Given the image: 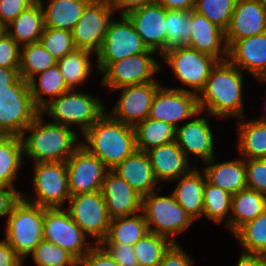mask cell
I'll list each match as a JSON object with an SVG mask.
<instances>
[{
	"mask_svg": "<svg viewBox=\"0 0 266 266\" xmlns=\"http://www.w3.org/2000/svg\"><path fill=\"white\" fill-rule=\"evenodd\" d=\"M91 0H49L41 6L44 13L45 27L72 32L74 26L83 14L86 5Z\"/></svg>",
	"mask_w": 266,
	"mask_h": 266,
	"instance_id": "cell-29",
	"label": "cell"
},
{
	"mask_svg": "<svg viewBox=\"0 0 266 266\" xmlns=\"http://www.w3.org/2000/svg\"><path fill=\"white\" fill-rule=\"evenodd\" d=\"M44 27V13L41 3H34L5 26V30L19 46H22L38 42Z\"/></svg>",
	"mask_w": 266,
	"mask_h": 266,
	"instance_id": "cell-28",
	"label": "cell"
},
{
	"mask_svg": "<svg viewBox=\"0 0 266 266\" xmlns=\"http://www.w3.org/2000/svg\"><path fill=\"white\" fill-rule=\"evenodd\" d=\"M33 4L32 0H0V22L7 26Z\"/></svg>",
	"mask_w": 266,
	"mask_h": 266,
	"instance_id": "cell-48",
	"label": "cell"
},
{
	"mask_svg": "<svg viewBox=\"0 0 266 266\" xmlns=\"http://www.w3.org/2000/svg\"><path fill=\"white\" fill-rule=\"evenodd\" d=\"M156 3L167 10L192 11L196 6V0H156Z\"/></svg>",
	"mask_w": 266,
	"mask_h": 266,
	"instance_id": "cell-54",
	"label": "cell"
},
{
	"mask_svg": "<svg viewBox=\"0 0 266 266\" xmlns=\"http://www.w3.org/2000/svg\"><path fill=\"white\" fill-rule=\"evenodd\" d=\"M112 170L142 197L162 189L156 186L158 181L155 178L149 157L144 151L136 150Z\"/></svg>",
	"mask_w": 266,
	"mask_h": 266,
	"instance_id": "cell-25",
	"label": "cell"
},
{
	"mask_svg": "<svg viewBox=\"0 0 266 266\" xmlns=\"http://www.w3.org/2000/svg\"><path fill=\"white\" fill-rule=\"evenodd\" d=\"M217 157L204 162L203 173L210 184L231 195L247 188L246 167L243 158L215 163Z\"/></svg>",
	"mask_w": 266,
	"mask_h": 266,
	"instance_id": "cell-26",
	"label": "cell"
},
{
	"mask_svg": "<svg viewBox=\"0 0 266 266\" xmlns=\"http://www.w3.org/2000/svg\"><path fill=\"white\" fill-rule=\"evenodd\" d=\"M162 57L171 66L176 78L196 95L204 89L212 68L218 62L216 58L187 45L169 48Z\"/></svg>",
	"mask_w": 266,
	"mask_h": 266,
	"instance_id": "cell-9",
	"label": "cell"
},
{
	"mask_svg": "<svg viewBox=\"0 0 266 266\" xmlns=\"http://www.w3.org/2000/svg\"><path fill=\"white\" fill-rule=\"evenodd\" d=\"M266 33V2L237 0L230 24L225 31L229 48L236 40Z\"/></svg>",
	"mask_w": 266,
	"mask_h": 266,
	"instance_id": "cell-19",
	"label": "cell"
},
{
	"mask_svg": "<svg viewBox=\"0 0 266 266\" xmlns=\"http://www.w3.org/2000/svg\"><path fill=\"white\" fill-rule=\"evenodd\" d=\"M37 266H77L78 261L66 250L42 240L31 252Z\"/></svg>",
	"mask_w": 266,
	"mask_h": 266,
	"instance_id": "cell-43",
	"label": "cell"
},
{
	"mask_svg": "<svg viewBox=\"0 0 266 266\" xmlns=\"http://www.w3.org/2000/svg\"><path fill=\"white\" fill-rule=\"evenodd\" d=\"M44 214L45 207L32 204L21 197L6 218L5 239L23 262L44 239Z\"/></svg>",
	"mask_w": 266,
	"mask_h": 266,
	"instance_id": "cell-4",
	"label": "cell"
},
{
	"mask_svg": "<svg viewBox=\"0 0 266 266\" xmlns=\"http://www.w3.org/2000/svg\"><path fill=\"white\" fill-rule=\"evenodd\" d=\"M65 208L76 225L100 244L107 235L110 218L101 191L82 193L69 198Z\"/></svg>",
	"mask_w": 266,
	"mask_h": 266,
	"instance_id": "cell-14",
	"label": "cell"
},
{
	"mask_svg": "<svg viewBox=\"0 0 266 266\" xmlns=\"http://www.w3.org/2000/svg\"><path fill=\"white\" fill-rule=\"evenodd\" d=\"M160 83L153 81L116 89L121 91V95L112 111L107 113L112 118L134 127L149 116L154 96L162 86Z\"/></svg>",
	"mask_w": 266,
	"mask_h": 266,
	"instance_id": "cell-17",
	"label": "cell"
},
{
	"mask_svg": "<svg viewBox=\"0 0 266 266\" xmlns=\"http://www.w3.org/2000/svg\"><path fill=\"white\" fill-rule=\"evenodd\" d=\"M246 253H266V209L257 218L241 226L234 234Z\"/></svg>",
	"mask_w": 266,
	"mask_h": 266,
	"instance_id": "cell-39",
	"label": "cell"
},
{
	"mask_svg": "<svg viewBox=\"0 0 266 266\" xmlns=\"http://www.w3.org/2000/svg\"><path fill=\"white\" fill-rule=\"evenodd\" d=\"M110 219L142 211V196L113 170L105 174L101 190Z\"/></svg>",
	"mask_w": 266,
	"mask_h": 266,
	"instance_id": "cell-21",
	"label": "cell"
},
{
	"mask_svg": "<svg viewBox=\"0 0 266 266\" xmlns=\"http://www.w3.org/2000/svg\"><path fill=\"white\" fill-rule=\"evenodd\" d=\"M57 60L44 48L40 41L20 46L19 75L29 81L35 75L53 67Z\"/></svg>",
	"mask_w": 266,
	"mask_h": 266,
	"instance_id": "cell-37",
	"label": "cell"
},
{
	"mask_svg": "<svg viewBox=\"0 0 266 266\" xmlns=\"http://www.w3.org/2000/svg\"><path fill=\"white\" fill-rule=\"evenodd\" d=\"M161 189L142 197V212L150 232L177 243L176 236L193 223L186 211L177 203L174 195H158Z\"/></svg>",
	"mask_w": 266,
	"mask_h": 266,
	"instance_id": "cell-6",
	"label": "cell"
},
{
	"mask_svg": "<svg viewBox=\"0 0 266 266\" xmlns=\"http://www.w3.org/2000/svg\"><path fill=\"white\" fill-rule=\"evenodd\" d=\"M157 52L147 50L133 56H128L110 63L101 73L102 84L110 91L128 86L158 81L154 75L162 69L160 63L154 58Z\"/></svg>",
	"mask_w": 266,
	"mask_h": 266,
	"instance_id": "cell-11",
	"label": "cell"
},
{
	"mask_svg": "<svg viewBox=\"0 0 266 266\" xmlns=\"http://www.w3.org/2000/svg\"><path fill=\"white\" fill-rule=\"evenodd\" d=\"M199 111L198 95L189 92V89L161 86L154 96L148 117L177 129L179 121L191 120Z\"/></svg>",
	"mask_w": 266,
	"mask_h": 266,
	"instance_id": "cell-15",
	"label": "cell"
},
{
	"mask_svg": "<svg viewBox=\"0 0 266 266\" xmlns=\"http://www.w3.org/2000/svg\"><path fill=\"white\" fill-rule=\"evenodd\" d=\"M16 188L0 186V217L9 216L13 205L21 198Z\"/></svg>",
	"mask_w": 266,
	"mask_h": 266,
	"instance_id": "cell-51",
	"label": "cell"
},
{
	"mask_svg": "<svg viewBox=\"0 0 266 266\" xmlns=\"http://www.w3.org/2000/svg\"><path fill=\"white\" fill-rule=\"evenodd\" d=\"M28 84L33 103L39 111L48 102L70 90L66 85L61 70L57 64L35 75L28 81ZM43 95H48L49 98H44Z\"/></svg>",
	"mask_w": 266,
	"mask_h": 266,
	"instance_id": "cell-31",
	"label": "cell"
},
{
	"mask_svg": "<svg viewBox=\"0 0 266 266\" xmlns=\"http://www.w3.org/2000/svg\"><path fill=\"white\" fill-rule=\"evenodd\" d=\"M191 34L187 46L208 54L218 61L228 59L225 32L211 23L205 16L191 11Z\"/></svg>",
	"mask_w": 266,
	"mask_h": 266,
	"instance_id": "cell-22",
	"label": "cell"
},
{
	"mask_svg": "<svg viewBox=\"0 0 266 266\" xmlns=\"http://www.w3.org/2000/svg\"><path fill=\"white\" fill-rule=\"evenodd\" d=\"M114 12L107 0H91L72 30L76 48L97 55L110 23L114 20Z\"/></svg>",
	"mask_w": 266,
	"mask_h": 266,
	"instance_id": "cell-13",
	"label": "cell"
},
{
	"mask_svg": "<svg viewBox=\"0 0 266 266\" xmlns=\"http://www.w3.org/2000/svg\"><path fill=\"white\" fill-rule=\"evenodd\" d=\"M149 232L143 212L131 216L110 219L108 232L100 244L135 245Z\"/></svg>",
	"mask_w": 266,
	"mask_h": 266,
	"instance_id": "cell-32",
	"label": "cell"
},
{
	"mask_svg": "<svg viewBox=\"0 0 266 266\" xmlns=\"http://www.w3.org/2000/svg\"><path fill=\"white\" fill-rule=\"evenodd\" d=\"M68 187L71 196L102 190L109 170L95 155L82 145L66 161Z\"/></svg>",
	"mask_w": 266,
	"mask_h": 266,
	"instance_id": "cell-16",
	"label": "cell"
},
{
	"mask_svg": "<svg viewBox=\"0 0 266 266\" xmlns=\"http://www.w3.org/2000/svg\"><path fill=\"white\" fill-rule=\"evenodd\" d=\"M144 45L162 56L166 52V9L158 3L147 4L125 15Z\"/></svg>",
	"mask_w": 266,
	"mask_h": 266,
	"instance_id": "cell-18",
	"label": "cell"
},
{
	"mask_svg": "<svg viewBox=\"0 0 266 266\" xmlns=\"http://www.w3.org/2000/svg\"><path fill=\"white\" fill-rule=\"evenodd\" d=\"M77 266H118L101 244H95Z\"/></svg>",
	"mask_w": 266,
	"mask_h": 266,
	"instance_id": "cell-49",
	"label": "cell"
},
{
	"mask_svg": "<svg viewBox=\"0 0 266 266\" xmlns=\"http://www.w3.org/2000/svg\"><path fill=\"white\" fill-rule=\"evenodd\" d=\"M23 143L18 136L0 135V186L15 187L17 171L24 164Z\"/></svg>",
	"mask_w": 266,
	"mask_h": 266,
	"instance_id": "cell-34",
	"label": "cell"
},
{
	"mask_svg": "<svg viewBox=\"0 0 266 266\" xmlns=\"http://www.w3.org/2000/svg\"><path fill=\"white\" fill-rule=\"evenodd\" d=\"M231 206L232 195L206 181L203 199L204 217L216 223L224 222L226 219L224 227L229 231Z\"/></svg>",
	"mask_w": 266,
	"mask_h": 266,
	"instance_id": "cell-38",
	"label": "cell"
},
{
	"mask_svg": "<svg viewBox=\"0 0 266 266\" xmlns=\"http://www.w3.org/2000/svg\"><path fill=\"white\" fill-rule=\"evenodd\" d=\"M19 77V69L0 67V92L9 90V85H12Z\"/></svg>",
	"mask_w": 266,
	"mask_h": 266,
	"instance_id": "cell-55",
	"label": "cell"
},
{
	"mask_svg": "<svg viewBox=\"0 0 266 266\" xmlns=\"http://www.w3.org/2000/svg\"><path fill=\"white\" fill-rule=\"evenodd\" d=\"M200 171L195 167L187 174L180 176L176 179L179 182L172 192L177 203L193 221L204 216L203 199L206 177L203 171Z\"/></svg>",
	"mask_w": 266,
	"mask_h": 266,
	"instance_id": "cell-27",
	"label": "cell"
},
{
	"mask_svg": "<svg viewBox=\"0 0 266 266\" xmlns=\"http://www.w3.org/2000/svg\"><path fill=\"white\" fill-rule=\"evenodd\" d=\"M81 145L112 170L136 150L133 126L112 118L107 111L83 134Z\"/></svg>",
	"mask_w": 266,
	"mask_h": 266,
	"instance_id": "cell-3",
	"label": "cell"
},
{
	"mask_svg": "<svg viewBox=\"0 0 266 266\" xmlns=\"http://www.w3.org/2000/svg\"><path fill=\"white\" fill-rule=\"evenodd\" d=\"M257 81L264 82L266 81V71L257 79Z\"/></svg>",
	"mask_w": 266,
	"mask_h": 266,
	"instance_id": "cell-57",
	"label": "cell"
},
{
	"mask_svg": "<svg viewBox=\"0 0 266 266\" xmlns=\"http://www.w3.org/2000/svg\"><path fill=\"white\" fill-rule=\"evenodd\" d=\"M43 238L66 250L77 261L95 245V241L87 240V235L76 225L65 207L45 208Z\"/></svg>",
	"mask_w": 266,
	"mask_h": 266,
	"instance_id": "cell-10",
	"label": "cell"
},
{
	"mask_svg": "<svg viewBox=\"0 0 266 266\" xmlns=\"http://www.w3.org/2000/svg\"><path fill=\"white\" fill-rule=\"evenodd\" d=\"M39 113L28 82L20 76L9 90L0 92V135L21 137Z\"/></svg>",
	"mask_w": 266,
	"mask_h": 266,
	"instance_id": "cell-7",
	"label": "cell"
},
{
	"mask_svg": "<svg viewBox=\"0 0 266 266\" xmlns=\"http://www.w3.org/2000/svg\"><path fill=\"white\" fill-rule=\"evenodd\" d=\"M118 266H139L133 246L124 244H101Z\"/></svg>",
	"mask_w": 266,
	"mask_h": 266,
	"instance_id": "cell-47",
	"label": "cell"
},
{
	"mask_svg": "<svg viewBox=\"0 0 266 266\" xmlns=\"http://www.w3.org/2000/svg\"><path fill=\"white\" fill-rule=\"evenodd\" d=\"M77 134L69 126L45 122L39 113L21 136L24 156L35 163L66 162L81 146Z\"/></svg>",
	"mask_w": 266,
	"mask_h": 266,
	"instance_id": "cell-2",
	"label": "cell"
},
{
	"mask_svg": "<svg viewBox=\"0 0 266 266\" xmlns=\"http://www.w3.org/2000/svg\"><path fill=\"white\" fill-rule=\"evenodd\" d=\"M266 209V196L251 189L232 195L229 231L234 234L241 226L257 218Z\"/></svg>",
	"mask_w": 266,
	"mask_h": 266,
	"instance_id": "cell-30",
	"label": "cell"
},
{
	"mask_svg": "<svg viewBox=\"0 0 266 266\" xmlns=\"http://www.w3.org/2000/svg\"><path fill=\"white\" fill-rule=\"evenodd\" d=\"M243 72L228 59L212 68L204 89L198 95L200 111L212 117H245L243 105Z\"/></svg>",
	"mask_w": 266,
	"mask_h": 266,
	"instance_id": "cell-1",
	"label": "cell"
},
{
	"mask_svg": "<svg viewBox=\"0 0 266 266\" xmlns=\"http://www.w3.org/2000/svg\"><path fill=\"white\" fill-rule=\"evenodd\" d=\"M6 32L5 26L0 22V37Z\"/></svg>",
	"mask_w": 266,
	"mask_h": 266,
	"instance_id": "cell-58",
	"label": "cell"
},
{
	"mask_svg": "<svg viewBox=\"0 0 266 266\" xmlns=\"http://www.w3.org/2000/svg\"><path fill=\"white\" fill-rule=\"evenodd\" d=\"M20 46L6 32L0 37V67L19 69Z\"/></svg>",
	"mask_w": 266,
	"mask_h": 266,
	"instance_id": "cell-46",
	"label": "cell"
},
{
	"mask_svg": "<svg viewBox=\"0 0 266 266\" xmlns=\"http://www.w3.org/2000/svg\"><path fill=\"white\" fill-rule=\"evenodd\" d=\"M136 148L146 152L149 149L175 141L176 128L164 121L147 117L134 127Z\"/></svg>",
	"mask_w": 266,
	"mask_h": 266,
	"instance_id": "cell-35",
	"label": "cell"
},
{
	"mask_svg": "<svg viewBox=\"0 0 266 266\" xmlns=\"http://www.w3.org/2000/svg\"><path fill=\"white\" fill-rule=\"evenodd\" d=\"M228 60L258 79L266 71V33L236 40L228 48Z\"/></svg>",
	"mask_w": 266,
	"mask_h": 266,
	"instance_id": "cell-24",
	"label": "cell"
},
{
	"mask_svg": "<svg viewBox=\"0 0 266 266\" xmlns=\"http://www.w3.org/2000/svg\"><path fill=\"white\" fill-rule=\"evenodd\" d=\"M193 260L178 243H173L164 253L159 266H194Z\"/></svg>",
	"mask_w": 266,
	"mask_h": 266,
	"instance_id": "cell-50",
	"label": "cell"
},
{
	"mask_svg": "<svg viewBox=\"0 0 266 266\" xmlns=\"http://www.w3.org/2000/svg\"><path fill=\"white\" fill-rule=\"evenodd\" d=\"M24 263L6 239L0 241V266H23Z\"/></svg>",
	"mask_w": 266,
	"mask_h": 266,
	"instance_id": "cell-52",
	"label": "cell"
},
{
	"mask_svg": "<svg viewBox=\"0 0 266 266\" xmlns=\"http://www.w3.org/2000/svg\"><path fill=\"white\" fill-rule=\"evenodd\" d=\"M256 120H259V121H261V122H264V123H266V117L265 116H261V117H259L258 119H256Z\"/></svg>",
	"mask_w": 266,
	"mask_h": 266,
	"instance_id": "cell-59",
	"label": "cell"
},
{
	"mask_svg": "<svg viewBox=\"0 0 266 266\" xmlns=\"http://www.w3.org/2000/svg\"><path fill=\"white\" fill-rule=\"evenodd\" d=\"M33 188L36 197L21 194L26 201L45 208L65 207L71 197L66 162L34 163Z\"/></svg>",
	"mask_w": 266,
	"mask_h": 266,
	"instance_id": "cell-8",
	"label": "cell"
},
{
	"mask_svg": "<svg viewBox=\"0 0 266 266\" xmlns=\"http://www.w3.org/2000/svg\"><path fill=\"white\" fill-rule=\"evenodd\" d=\"M172 244L168 238L149 231L133 245L138 265L159 266L164 253Z\"/></svg>",
	"mask_w": 266,
	"mask_h": 266,
	"instance_id": "cell-40",
	"label": "cell"
},
{
	"mask_svg": "<svg viewBox=\"0 0 266 266\" xmlns=\"http://www.w3.org/2000/svg\"><path fill=\"white\" fill-rule=\"evenodd\" d=\"M238 259L237 266H266L261 254L242 252Z\"/></svg>",
	"mask_w": 266,
	"mask_h": 266,
	"instance_id": "cell-56",
	"label": "cell"
},
{
	"mask_svg": "<svg viewBox=\"0 0 266 266\" xmlns=\"http://www.w3.org/2000/svg\"><path fill=\"white\" fill-rule=\"evenodd\" d=\"M262 257H263L264 260L266 261V253L262 254Z\"/></svg>",
	"mask_w": 266,
	"mask_h": 266,
	"instance_id": "cell-61",
	"label": "cell"
},
{
	"mask_svg": "<svg viewBox=\"0 0 266 266\" xmlns=\"http://www.w3.org/2000/svg\"><path fill=\"white\" fill-rule=\"evenodd\" d=\"M155 178L160 181H176L180 176L187 174L194 167L190 160L178 146L176 141L154 147L146 151Z\"/></svg>",
	"mask_w": 266,
	"mask_h": 266,
	"instance_id": "cell-23",
	"label": "cell"
},
{
	"mask_svg": "<svg viewBox=\"0 0 266 266\" xmlns=\"http://www.w3.org/2000/svg\"><path fill=\"white\" fill-rule=\"evenodd\" d=\"M191 11L166 9V51L187 45L191 34Z\"/></svg>",
	"mask_w": 266,
	"mask_h": 266,
	"instance_id": "cell-41",
	"label": "cell"
},
{
	"mask_svg": "<svg viewBox=\"0 0 266 266\" xmlns=\"http://www.w3.org/2000/svg\"><path fill=\"white\" fill-rule=\"evenodd\" d=\"M237 0H196L194 11L205 16L224 32L227 30Z\"/></svg>",
	"mask_w": 266,
	"mask_h": 266,
	"instance_id": "cell-42",
	"label": "cell"
},
{
	"mask_svg": "<svg viewBox=\"0 0 266 266\" xmlns=\"http://www.w3.org/2000/svg\"><path fill=\"white\" fill-rule=\"evenodd\" d=\"M110 6L116 11L121 12L120 15H126L130 11L143 7L147 4L155 3L156 0H107Z\"/></svg>",
	"mask_w": 266,
	"mask_h": 266,
	"instance_id": "cell-53",
	"label": "cell"
},
{
	"mask_svg": "<svg viewBox=\"0 0 266 266\" xmlns=\"http://www.w3.org/2000/svg\"><path fill=\"white\" fill-rule=\"evenodd\" d=\"M41 44L57 61L76 49L72 32L44 27Z\"/></svg>",
	"mask_w": 266,
	"mask_h": 266,
	"instance_id": "cell-44",
	"label": "cell"
},
{
	"mask_svg": "<svg viewBox=\"0 0 266 266\" xmlns=\"http://www.w3.org/2000/svg\"><path fill=\"white\" fill-rule=\"evenodd\" d=\"M247 188L266 196V158L244 159Z\"/></svg>",
	"mask_w": 266,
	"mask_h": 266,
	"instance_id": "cell-45",
	"label": "cell"
},
{
	"mask_svg": "<svg viewBox=\"0 0 266 266\" xmlns=\"http://www.w3.org/2000/svg\"><path fill=\"white\" fill-rule=\"evenodd\" d=\"M114 19L106 32L103 45L96 55V67L101 73L110 63L128 56L145 53L148 48L125 15Z\"/></svg>",
	"mask_w": 266,
	"mask_h": 266,
	"instance_id": "cell-12",
	"label": "cell"
},
{
	"mask_svg": "<svg viewBox=\"0 0 266 266\" xmlns=\"http://www.w3.org/2000/svg\"><path fill=\"white\" fill-rule=\"evenodd\" d=\"M102 103L98 97L70 89L48 102L40 114L49 115L54 119L51 122L60 125H79L83 135L106 112V106Z\"/></svg>",
	"mask_w": 266,
	"mask_h": 266,
	"instance_id": "cell-5",
	"label": "cell"
},
{
	"mask_svg": "<svg viewBox=\"0 0 266 266\" xmlns=\"http://www.w3.org/2000/svg\"><path fill=\"white\" fill-rule=\"evenodd\" d=\"M92 55L93 53L87 50L76 48L57 61L69 89H76L77 85L79 86L88 80L92 70Z\"/></svg>",
	"mask_w": 266,
	"mask_h": 266,
	"instance_id": "cell-36",
	"label": "cell"
},
{
	"mask_svg": "<svg viewBox=\"0 0 266 266\" xmlns=\"http://www.w3.org/2000/svg\"><path fill=\"white\" fill-rule=\"evenodd\" d=\"M34 3H41L42 0H32Z\"/></svg>",
	"mask_w": 266,
	"mask_h": 266,
	"instance_id": "cell-60",
	"label": "cell"
},
{
	"mask_svg": "<svg viewBox=\"0 0 266 266\" xmlns=\"http://www.w3.org/2000/svg\"><path fill=\"white\" fill-rule=\"evenodd\" d=\"M240 120L237 128L238 151L243 159L266 158V123L256 119L248 121L244 117Z\"/></svg>",
	"mask_w": 266,
	"mask_h": 266,
	"instance_id": "cell-33",
	"label": "cell"
},
{
	"mask_svg": "<svg viewBox=\"0 0 266 266\" xmlns=\"http://www.w3.org/2000/svg\"><path fill=\"white\" fill-rule=\"evenodd\" d=\"M202 113L199 111L191 118V121L178 126L175 141L189 160L191 155L190 157H197L198 160L200 158L204 163L215 157V150L214 136L209 120L205 116L202 117ZM199 115L201 117H196Z\"/></svg>",
	"mask_w": 266,
	"mask_h": 266,
	"instance_id": "cell-20",
	"label": "cell"
}]
</instances>
